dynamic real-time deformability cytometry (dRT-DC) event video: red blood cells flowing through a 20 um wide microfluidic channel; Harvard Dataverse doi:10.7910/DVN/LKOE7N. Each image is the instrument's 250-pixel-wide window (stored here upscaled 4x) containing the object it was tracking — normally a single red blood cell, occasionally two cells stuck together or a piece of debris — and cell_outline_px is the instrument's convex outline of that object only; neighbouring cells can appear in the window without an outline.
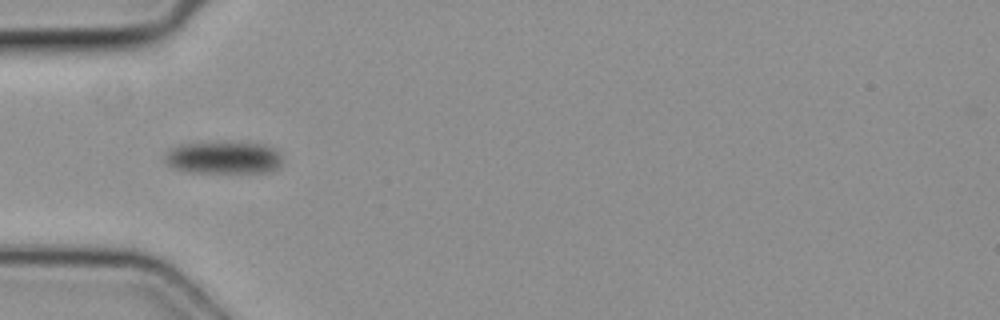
{"species": "common noctule bat (a hibernating species)", "species_latin": "Nyctalus noctula", "temperature_condition": "cold", "stored_images_in_passage": 9, "camera_frame_rate_fps": 3000, "um_per_image_px": 0.085, "animal": {"sex": "female", "body_mass_g": 19.3, "forearm_length_mm": 54.1}, "frame": {"image": 1, "passage_image": 6, "time_ms": 1.667, "image_size_px": [1000, 320], "cell_outline_px": [[280, 164], [272, 172], [188, 172], [172, 168], [164, 160], [164, 152], [168, 148], [180, 144], [264, 144], [276, 148], [280, 156]], "centroid_in_image_um": [18.95, 13.42], "position_along_channel_um": 66.1, "area_um2": 21.79}}
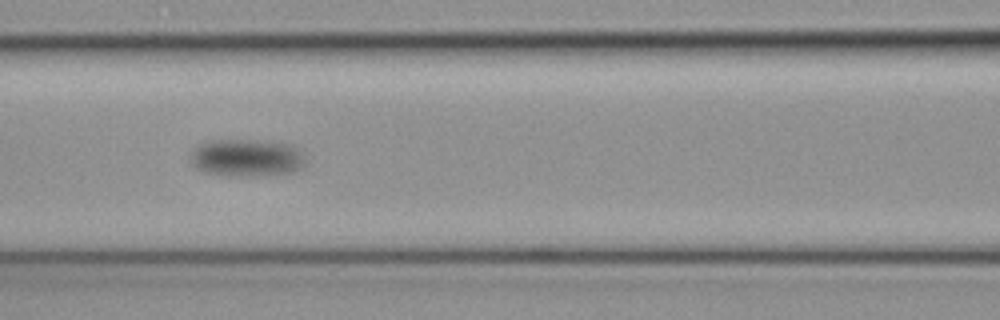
{"frame": {"image": 2, "passage_image": 8, "time_ms": 2.333, "image_size_px": [1000, 320], "cell_outline_px": [[308, 160], [304, 168], [296, 172], [256, 176], [228, 176], [204, 172], [196, 168], [188, 160], [192, 152], [200, 144], [212, 140], [268, 140], [292, 144], [304, 152]], "centroid_in_image_um": [21.06, 13.42], "position_along_channel_um": 145.5, "area_um2": 25.95}}
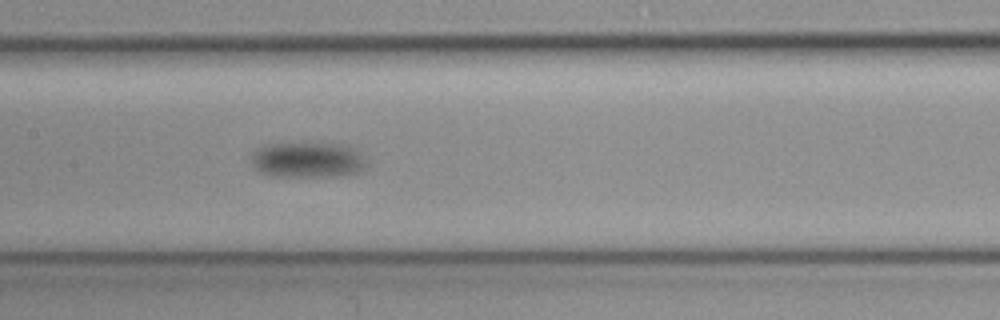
{"frame": {"image": 3, "passage_image": 9, "time_ms": 2.667, "image_size_px": [1000, 320], "cell_outline_px": [[364, 168], [360, 172], [348, 176], [272, 176], [260, 172], [252, 164], [252, 156], [264, 144], [340, 144], [352, 148], [360, 152], [364, 160]], "centroid_in_image_um": [26.18, 13.61], "position_along_channel_um": 181.2, "area_um2": 23.52}}